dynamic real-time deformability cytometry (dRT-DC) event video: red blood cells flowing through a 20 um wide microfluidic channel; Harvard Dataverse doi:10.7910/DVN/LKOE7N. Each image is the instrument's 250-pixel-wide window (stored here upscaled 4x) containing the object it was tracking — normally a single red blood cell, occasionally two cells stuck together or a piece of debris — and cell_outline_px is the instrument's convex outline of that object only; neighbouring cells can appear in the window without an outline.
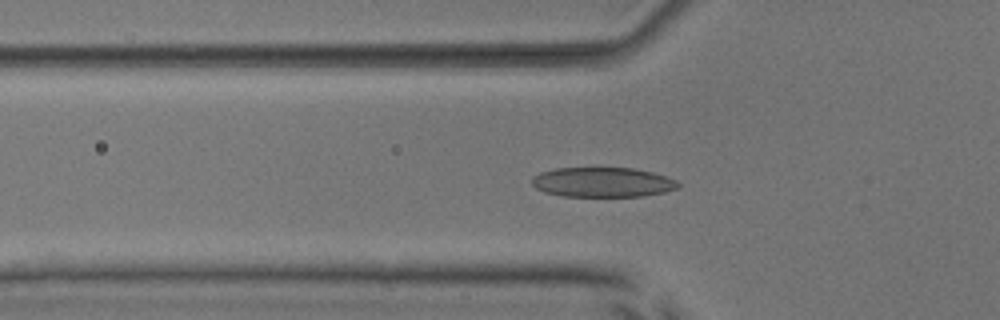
{"species": "common noctule bat (a hibernating species)", "species_latin": "Nyctalus noctula", "temperature_condition": "room temperature", "stored_images_in_passage": 46, "camera_frame_rate_fps": 3000, "um_per_image_px": 0.085, "animal": {"sex": "male", "body_mass_g": 17.9, "forearm_length_mm": 54.2}, "frame": {"image": 1, "passage_image": 18, "time_ms": 5.667, "image_size_px": [1000, 320], "cell_outline_px": [[680, 188], [664, 192], [644, 196], [564, 196], [544, 192], [536, 188], [532, 184], [532, 176], [540, 172], [556, 168], [632, 168], [652, 172], [676, 180], [680, 184]], "centroid_in_image_um": [51.22, 15.49], "position_along_channel_um": 74.6, "area_um2": 25.37}}
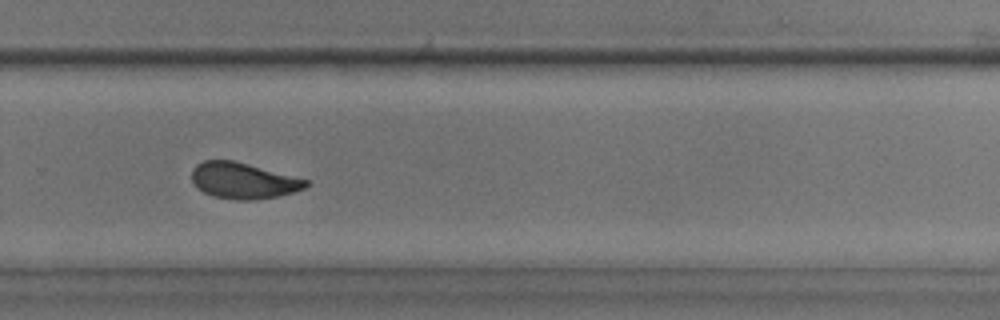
{"frame": {"image": 2, "passage_image": 36, "time_ms": 11.667, "image_size_px": [1000, 320], "cell_outline_px": [[308, 184], [304, 188], [292, 192], [276, 196], [256, 200], [236, 200], [212, 196], [196, 188], [192, 180], [192, 168], [196, 164], [204, 160], [232, 160], [248, 164], [308, 180]], "centroid_in_image_um": [20.62, 15.36], "position_along_channel_um": 309.2, "area_um2": 23.81}}
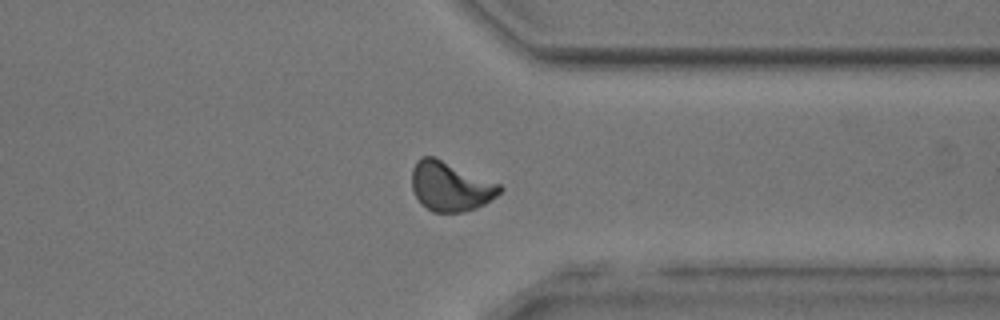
{"frame": {"image": 3, "passage_image": 41, "time_ms": 13.333, "image_size_px": [1000, 320], "cell_outline_px": [[504, 188], [496, 196], [484, 204], [476, 208], [464, 212], [432, 212], [420, 204], [412, 188], [412, 168], [416, 160], [420, 156], [432, 156], [500, 184]], "centroid_in_image_um": [38.25, 15.85], "position_along_channel_um": 373.1, "area_um2": 25.2}, "authors_computed_cell_mechanics": {"area_um2": 24.565, "velocity_mm_per_s": 3.9142, "shape_relaxation_time_tau1_ms": 3.9448, "shape_relaxation_time_tau2_ms": 1.6098, "deformation_change_tau1": 0.1539, "deformation_change_tau2": 0.0787}}